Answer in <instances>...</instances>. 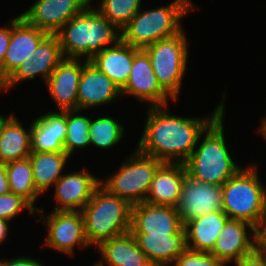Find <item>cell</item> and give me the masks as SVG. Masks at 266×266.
Returning a JSON list of instances; mask_svg holds the SVG:
<instances>
[{
    "instance_id": "obj_9",
    "label": "cell",
    "mask_w": 266,
    "mask_h": 266,
    "mask_svg": "<svg viewBox=\"0 0 266 266\" xmlns=\"http://www.w3.org/2000/svg\"><path fill=\"white\" fill-rule=\"evenodd\" d=\"M39 218L37 222L43 221L46 225L47 238L45 243L49 248L57 250L64 255H74L75 247L80 246L82 249L91 247L88 243L84 220L81 211H51L44 214L43 209L38 208L36 215ZM44 214V215H43ZM41 216V217H40ZM45 216V217H44Z\"/></svg>"
},
{
    "instance_id": "obj_17",
    "label": "cell",
    "mask_w": 266,
    "mask_h": 266,
    "mask_svg": "<svg viewBox=\"0 0 266 266\" xmlns=\"http://www.w3.org/2000/svg\"><path fill=\"white\" fill-rule=\"evenodd\" d=\"M49 33L28 24L20 15L11 20V39L3 60V83Z\"/></svg>"
},
{
    "instance_id": "obj_6",
    "label": "cell",
    "mask_w": 266,
    "mask_h": 266,
    "mask_svg": "<svg viewBox=\"0 0 266 266\" xmlns=\"http://www.w3.org/2000/svg\"><path fill=\"white\" fill-rule=\"evenodd\" d=\"M258 164L241 168L222 185V210L229 219L257 227L266 212V186L259 178Z\"/></svg>"
},
{
    "instance_id": "obj_26",
    "label": "cell",
    "mask_w": 266,
    "mask_h": 266,
    "mask_svg": "<svg viewBox=\"0 0 266 266\" xmlns=\"http://www.w3.org/2000/svg\"><path fill=\"white\" fill-rule=\"evenodd\" d=\"M31 125L28 131L12 113L0 132V163L7 164L31 154Z\"/></svg>"
},
{
    "instance_id": "obj_13",
    "label": "cell",
    "mask_w": 266,
    "mask_h": 266,
    "mask_svg": "<svg viewBox=\"0 0 266 266\" xmlns=\"http://www.w3.org/2000/svg\"><path fill=\"white\" fill-rule=\"evenodd\" d=\"M90 0H36L19 14L28 24L55 34L73 16L78 15Z\"/></svg>"
},
{
    "instance_id": "obj_8",
    "label": "cell",
    "mask_w": 266,
    "mask_h": 266,
    "mask_svg": "<svg viewBox=\"0 0 266 266\" xmlns=\"http://www.w3.org/2000/svg\"><path fill=\"white\" fill-rule=\"evenodd\" d=\"M135 149L115 173L100 180V185L109 193L128 201L132 206L145 201L155 173L163 164L159 159Z\"/></svg>"
},
{
    "instance_id": "obj_27",
    "label": "cell",
    "mask_w": 266,
    "mask_h": 266,
    "mask_svg": "<svg viewBox=\"0 0 266 266\" xmlns=\"http://www.w3.org/2000/svg\"><path fill=\"white\" fill-rule=\"evenodd\" d=\"M70 156L66 152H31L29 159L32 165L36 190L42 195L62 177V171Z\"/></svg>"
},
{
    "instance_id": "obj_37",
    "label": "cell",
    "mask_w": 266,
    "mask_h": 266,
    "mask_svg": "<svg viewBox=\"0 0 266 266\" xmlns=\"http://www.w3.org/2000/svg\"><path fill=\"white\" fill-rule=\"evenodd\" d=\"M4 266H45L41 263V261H38L37 259L26 257V256H20V257H12L10 260L4 259Z\"/></svg>"
},
{
    "instance_id": "obj_3",
    "label": "cell",
    "mask_w": 266,
    "mask_h": 266,
    "mask_svg": "<svg viewBox=\"0 0 266 266\" xmlns=\"http://www.w3.org/2000/svg\"><path fill=\"white\" fill-rule=\"evenodd\" d=\"M225 112L206 128L184 163L189 176L206 184L222 186L242 168L235 163L226 145Z\"/></svg>"
},
{
    "instance_id": "obj_7",
    "label": "cell",
    "mask_w": 266,
    "mask_h": 266,
    "mask_svg": "<svg viewBox=\"0 0 266 266\" xmlns=\"http://www.w3.org/2000/svg\"><path fill=\"white\" fill-rule=\"evenodd\" d=\"M185 29L145 47L160 86L175 100L179 97L188 67L189 44Z\"/></svg>"
},
{
    "instance_id": "obj_20",
    "label": "cell",
    "mask_w": 266,
    "mask_h": 266,
    "mask_svg": "<svg viewBox=\"0 0 266 266\" xmlns=\"http://www.w3.org/2000/svg\"><path fill=\"white\" fill-rule=\"evenodd\" d=\"M66 135V111L42 114L31 124V151L65 152Z\"/></svg>"
},
{
    "instance_id": "obj_25",
    "label": "cell",
    "mask_w": 266,
    "mask_h": 266,
    "mask_svg": "<svg viewBox=\"0 0 266 266\" xmlns=\"http://www.w3.org/2000/svg\"><path fill=\"white\" fill-rule=\"evenodd\" d=\"M228 220L226 213L219 210L185 223L184 230L186 231L188 249L210 252Z\"/></svg>"
},
{
    "instance_id": "obj_1",
    "label": "cell",
    "mask_w": 266,
    "mask_h": 266,
    "mask_svg": "<svg viewBox=\"0 0 266 266\" xmlns=\"http://www.w3.org/2000/svg\"><path fill=\"white\" fill-rule=\"evenodd\" d=\"M225 97L207 117H181L168 113L166 106L147 107L143 133L137 149L163 163L184 164L206 128L225 111Z\"/></svg>"
},
{
    "instance_id": "obj_38",
    "label": "cell",
    "mask_w": 266,
    "mask_h": 266,
    "mask_svg": "<svg viewBox=\"0 0 266 266\" xmlns=\"http://www.w3.org/2000/svg\"><path fill=\"white\" fill-rule=\"evenodd\" d=\"M9 192H11V190L8 182L6 165L0 163V195L7 194Z\"/></svg>"
},
{
    "instance_id": "obj_35",
    "label": "cell",
    "mask_w": 266,
    "mask_h": 266,
    "mask_svg": "<svg viewBox=\"0 0 266 266\" xmlns=\"http://www.w3.org/2000/svg\"><path fill=\"white\" fill-rule=\"evenodd\" d=\"M0 27V86L3 84V60L11 39V21Z\"/></svg>"
},
{
    "instance_id": "obj_22",
    "label": "cell",
    "mask_w": 266,
    "mask_h": 266,
    "mask_svg": "<svg viewBox=\"0 0 266 266\" xmlns=\"http://www.w3.org/2000/svg\"><path fill=\"white\" fill-rule=\"evenodd\" d=\"M186 173L184 164L163 163L155 173L144 202L176 207Z\"/></svg>"
},
{
    "instance_id": "obj_18",
    "label": "cell",
    "mask_w": 266,
    "mask_h": 266,
    "mask_svg": "<svg viewBox=\"0 0 266 266\" xmlns=\"http://www.w3.org/2000/svg\"><path fill=\"white\" fill-rule=\"evenodd\" d=\"M183 230L176 207L146 202L132 206L131 233L180 234Z\"/></svg>"
},
{
    "instance_id": "obj_19",
    "label": "cell",
    "mask_w": 266,
    "mask_h": 266,
    "mask_svg": "<svg viewBox=\"0 0 266 266\" xmlns=\"http://www.w3.org/2000/svg\"><path fill=\"white\" fill-rule=\"evenodd\" d=\"M77 93V109L82 111L113 103L122 96L120 88L89 61L83 66Z\"/></svg>"
},
{
    "instance_id": "obj_14",
    "label": "cell",
    "mask_w": 266,
    "mask_h": 266,
    "mask_svg": "<svg viewBox=\"0 0 266 266\" xmlns=\"http://www.w3.org/2000/svg\"><path fill=\"white\" fill-rule=\"evenodd\" d=\"M99 177L83 168L62 175L55 183L54 211H81L100 186Z\"/></svg>"
},
{
    "instance_id": "obj_30",
    "label": "cell",
    "mask_w": 266,
    "mask_h": 266,
    "mask_svg": "<svg viewBox=\"0 0 266 266\" xmlns=\"http://www.w3.org/2000/svg\"><path fill=\"white\" fill-rule=\"evenodd\" d=\"M82 110H66L67 135L64 141L65 152L72 157L76 150L90 146V120L80 114Z\"/></svg>"
},
{
    "instance_id": "obj_40",
    "label": "cell",
    "mask_w": 266,
    "mask_h": 266,
    "mask_svg": "<svg viewBox=\"0 0 266 266\" xmlns=\"http://www.w3.org/2000/svg\"><path fill=\"white\" fill-rule=\"evenodd\" d=\"M259 133L261 134V136L264 138V140L266 141V117L263 118L260 127L258 128Z\"/></svg>"
},
{
    "instance_id": "obj_15",
    "label": "cell",
    "mask_w": 266,
    "mask_h": 266,
    "mask_svg": "<svg viewBox=\"0 0 266 266\" xmlns=\"http://www.w3.org/2000/svg\"><path fill=\"white\" fill-rule=\"evenodd\" d=\"M255 248L256 227L243 220L229 219L210 253L227 266Z\"/></svg>"
},
{
    "instance_id": "obj_12",
    "label": "cell",
    "mask_w": 266,
    "mask_h": 266,
    "mask_svg": "<svg viewBox=\"0 0 266 266\" xmlns=\"http://www.w3.org/2000/svg\"><path fill=\"white\" fill-rule=\"evenodd\" d=\"M176 210L183 225L222 210V186L203 183L186 173Z\"/></svg>"
},
{
    "instance_id": "obj_29",
    "label": "cell",
    "mask_w": 266,
    "mask_h": 266,
    "mask_svg": "<svg viewBox=\"0 0 266 266\" xmlns=\"http://www.w3.org/2000/svg\"><path fill=\"white\" fill-rule=\"evenodd\" d=\"M124 126L112 117L101 116L95 120L91 118L89 135L90 146L98 147L99 149H110L119 145L124 135Z\"/></svg>"
},
{
    "instance_id": "obj_39",
    "label": "cell",
    "mask_w": 266,
    "mask_h": 266,
    "mask_svg": "<svg viewBox=\"0 0 266 266\" xmlns=\"http://www.w3.org/2000/svg\"><path fill=\"white\" fill-rule=\"evenodd\" d=\"M10 221L5 219H0V244L4 243L5 240H8V234H9V224Z\"/></svg>"
},
{
    "instance_id": "obj_11",
    "label": "cell",
    "mask_w": 266,
    "mask_h": 266,
    "mask_svg": "<svg viewBox=\"0 0 266 266\" xmlns=\"http://www.w3.org/2000/svg\"><path fill=\"white\" fill-rule=\"evenodd\" d=\"M64 59L60 42L56 34H48L16 71L0 86V92L12 89L16 84L33 80L41 75L46 83L51 73Z\"/></svg>"
},
{
    "instance_id": "obj_2",
    "label": "cell",
    "mask_w": 266,
    "mask_h": 266,
    "mask_svg": "<svg viewBox=\"0 0 266 266\" xmlns=\"http://www.w3.org/2000/svg\"><path fill=\"white\" fill-rule=\"evenodd\" d=\"M91 4L89 2L55 33L64 58L89 61L105 47L113 46L122 39L121 30Z\"/></svg>"
},
{
    "instance_id": "obj_23",
    "label": "cell",
    "mask_w": 266,
    "mask_h": 266,
    "mask_svg": "<svg viewBox=\"0 0 266 266\" xmlns=\"http://www.w3.org/2000/svg\"><path fill=\"white\" fill-rule=\"evenodd\" d=\"M96 248L100 266H153L130 231L104 240Z\"/></svg>"
},
{
    "instance_id": "obj_21",
    "label": "cell",
    "mask_w": 266,
    "mask_h": 266,
    "mask_svg": "<svg viewBox=\"0 0 266 266\" xmlns=\"http://www.w3.org/2000/svg\"><path fill=\"white\" fill-rule=\"evenodd\" d=\"M153 266H171L187 249L186 231L180 234L132 233Z\"/></svg>"
},
{
    "instance_id": "obj_43",
    "label": "cell",
    "mask_w": 266,
    "mask_h": 266,
    "mask_svg": "<svg viewBox=\"0 0 266 266\" xmlns=\"http://www.w3.org/2000/svg\"><path fill=\"white\" fill-rule=\"evenodd\" d=\"M92 266H100L97 262L95 264H93Z\"/></svg>"
},
{
    "instance_id": "obj_41",
    "label": "cell",
    "mask_w": 266,
    "mask_h": 266,
    "mask_svg": "<svg viewBox=\"0 0 266 266\" xmlns=\"http://www.w3.org/2000/svg\"><path fill=\"white\" fill-rule=\"evenodd\" d=\"M10 116H11V114L8 115V117H7V115H6V116L0 115V132H1V129H2V127H3L4 122H5Z\"/></svg>"
},
{
    "instance_id": "obj_5",
    "label": "cell",
    "mask_w": 266,
    "mask_h": 266,
    "mask_svg": "<svg viewBox=\"0 0 266 266\" xmlns=\"http://www.w3.org/2000/svg\"><path fill=\"white\" fill-rule=\"evenodd\" d=\"M88 243L97 247L102 241L131 229L132 205L109 193L101 185L81 210Z\"/></svg>"
},
{
    "instance_id": "obj_32",
    "label": "cell",
    "mask_w": 266,
    "mask_h": 266,
    "mask_svg": "<svg viewBox=\"0 0 266 266\" xmlns=\"http://www.w3.org/2000/svg\"><path fill=\"white\" fill-rule=\"evenodd\" d=\"M25 208L32 217H35L36 209L22 196L13 192L0 195V219L11 222V220L16 218Z\"/></svg>"
},
{
    "instance_id": "obj_10",
    "label": "cell",
    "mask_w": 266,
    "mask_h": 266,
    "mask_svg": "<svg viewBox=\"0 0 266 266\" xmlns=\"http://www.w3.org/2000/svg\"><path fill=\"white\" fill-rule=\"evenodd\" d=\"M121 95H131L139 102L148 103L147 107L166 106L168 100L176 102L158 83L148 54L138 48H135L131 72Z\"/></svg>"
},
{
    "instance_id": "obj_36",
    "label": "cell",
    "mask_w": 266,
    "mask_h": 266,
    "mask_svg": "<svg viewBox=\"0 0 266 266\" xmlns=\"http://www.w3.org/2000/svg\"><path fill=\"white\" fill-rule=\"evenodd\" d=\"M256 248L266 252V212L256 227Z\"/></svg>"
},
{
    "instance_id": "obj_28",
    "label": "cell",
    "mask_w": 266,
    "mask_h": 266,
    "mask_svg": "<svg viewBox=\"0 0 266 266\" xmlns=\"http://www.w3.org/2000/svg\"><path fill=\"white\" fill-rule=\"evenodd\" d=\"M5 165L11 192L22 196L37 210L34 204L41 194L35 188L29 157Z\"/></svg>"
},
{
    "instance_id": "obj_42",
    "label": "cell",
    "mask_w": 266,
    "mask_h": 266,
    "mask_svg": "<svg viewBox=\"0 0 266 266\" xmlns=\"http://www.w3.org/2000/svg\"><path fill=\"white\" fill-rule=\"evenodd\" d=\"M0 266H4V260L2 259H0Z\"/></svg>"
},
{
    "instance_id": "obj_33",
    "label": "cell",
    "mask_w": 266,
    "mask_h": 266,
    "mask_svg": "<svg viewBox=\"0 0 266 266\" xmlns=\"http://www.w3.org/2000/svg\"><path fill=\"white\" fill-rule=\"evenodd\" d=\"M173 266H225L210 252L193 251L187 249L180 254L172 264Z\"/></svg>"
},
{
    "instance_id": "obj_24",
    "label": "cell",
    "mask_w": 266,
    "mask_h": 266,
    "mask_svg": "<svg viewBox=\"0 0 266 266\" xmlns=\"http://www.w3.org/2000/svg\"><path fill=\"white\" fill-rule=\"evenodd\" d=\"M134 56L135 47L121 39L117 44L105 47L95 54L89 62L107 75L121 90L128 81Z\"/></svg>"
},
{
    "instance_id": "obj_4",
    "label": "cell",
    "mask_w": 266,
    "mask_h": 266,
    "mask_svg": "<svg viewBox=\"0 0 266 266\" xmlns=\"http://www.w3.org/2000/svg\"><path fill=\"white\" fill-rule=\"evenodd\" d=\"M199 9L192 0H174L151 10L140 9L121 30L122 40L132 47L144 49L180 33L184 29L183 17Z\"/></svg>"
},
{
    "instance_id": "obj_16",
    "label": "cell",
    "mask_w": 266,
    "mask_h": 266,
    "mask_svg": "<svg viewBox=\"0 0 266 266\" xmlns=\"http://www.w3.org/2000/svg\"><path fill=\"white\" fill-rule=\"evenodd\" d=\"M87 62L85 59L64 58L46 81L47 91L60 112L77 109L78 84Z\"/></svg>"
},
{
    "instance_id": "obj_31",
    "label": "cell",
    "mask_w": 266,
    "mask_h": 266,
    "mask_svg": "<svg viewBox=\"0 0 266 266\" xmlns=\"http://www.w3.org/2000/svg\"><path fill=\"white\" fill-rule=\"evenodd\" d=\"M142 0H101L96 7L100 14L122 30L140 10Z\"/></svg>"
},
{
    "instance_id": "obj_34",
    "label": "cell",
    "mask_w": 266,
    "mask_h": 266,
    "mask_svg": "<svg viewBox=\"0 0 266 266\" xmlns=\"http://www.w3.org/2000/svg\"><path fill=\"white\" fill-rule=\"evenodd\" d=\"M234 266H266V252L255 248L252 252L240 257Z\"/></svg>"
}]
</instances>
